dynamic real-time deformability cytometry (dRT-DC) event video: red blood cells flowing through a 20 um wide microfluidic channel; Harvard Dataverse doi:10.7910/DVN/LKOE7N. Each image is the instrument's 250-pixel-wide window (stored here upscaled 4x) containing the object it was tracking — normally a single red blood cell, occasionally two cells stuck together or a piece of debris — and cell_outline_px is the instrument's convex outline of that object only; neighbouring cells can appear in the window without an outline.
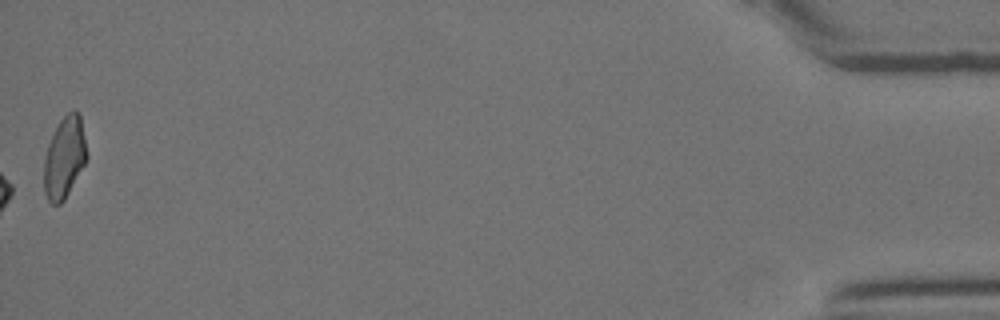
{"species": "Egyptian fruit bat (a non-hibernating species)", "species_latin": "Rousettus aegyptiacus", "temperature_condition": "room temperature", "stored_images_in_passage": 28, "camera_frame_rate_fps": 3000, "um_per_image_px": 0.085, "animal": {"sex": "female"}, "frame": {"image": 1, "passage_image": 28, "time_ms": 9.0, "image_size_px": [1000, 320], "cell_outline_px": [[88, 156], [84, 164], [64, 200], [60, 204], [52, 204], [48, 200], [44, 192], [44, 160], [48, 144], [60, 120], [68, 112], [80, 112]], "centroid_in_image_um": [5.48, 13.39], "position_along_channel_um": 429.7, "area_um2": 20.06}}